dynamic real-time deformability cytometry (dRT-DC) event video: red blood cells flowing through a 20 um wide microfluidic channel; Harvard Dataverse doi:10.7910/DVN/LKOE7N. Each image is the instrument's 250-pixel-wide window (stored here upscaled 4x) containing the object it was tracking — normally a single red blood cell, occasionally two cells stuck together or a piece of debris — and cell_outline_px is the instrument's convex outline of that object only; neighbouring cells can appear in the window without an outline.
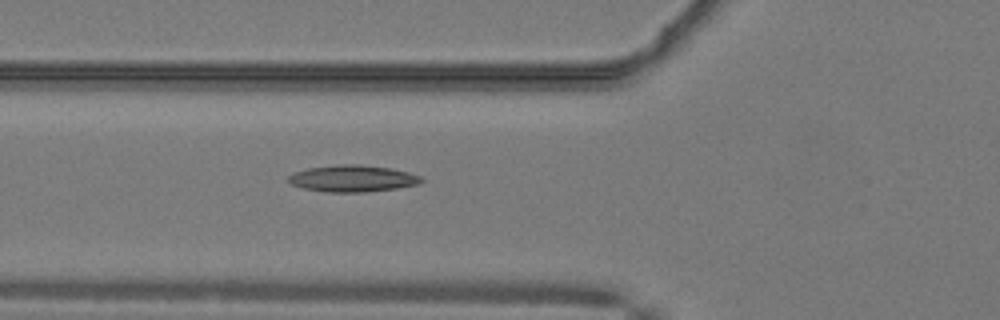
{"species": "common noctule bat (a hibernating species)", "species_latin": "Nyctalus noctula", "temperature_condition": "warm", "stored_images_in_passage": 30, "camera_frame_rate_fps": 3000, "um_per_image_px": 0.085, "animal": {"sex": "male", "body_mass_g": 19.2, "forearm_length_mm": 51.8}, "frame": {"image": 1, "passage_image": 5, "time_ms": 1.333, "image_size_px": [1000, 320], "cell_outline_px": [[424, 180], [420, 184], [396, 188], [368, 192], [324, 192], [304, 188], [292, 184], [288, 180], [288, 176], [296, 172], [308, 168], [340, 164], [360, 164], [388, 168], [408, 172], [420, 176]], "centroid_in_image_um": [29.99, 15.17], "position_along_channel_um": 95.8, "area_um2": 20.58}}
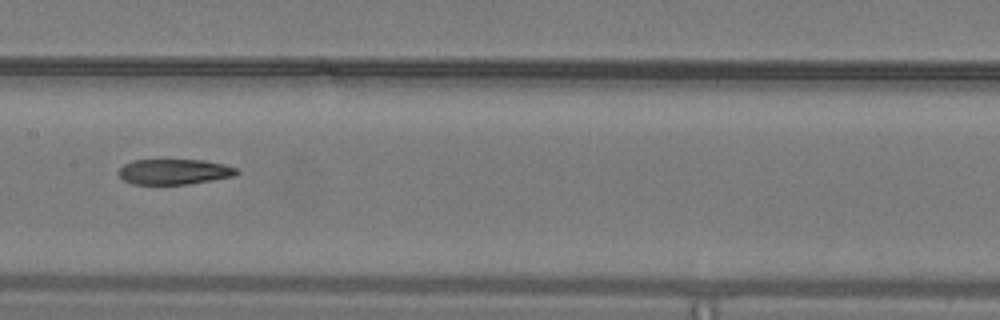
{"frame": {"image": 2, "passage_image": 12, "time_ms": 3.667, "image_size_px": [1000, 320], "cell_outline_px": [[240, 172], [236, 176], [188, 184], [132, 184], [124, 180], [116, 172], [124, 164], [132, 160], [204, 160], [224, 164], [236, 168]], "centroid_in_image_um": [14.81, 14.59], "position_along_channel_um": 192.6, "area_um2": 17.57}}
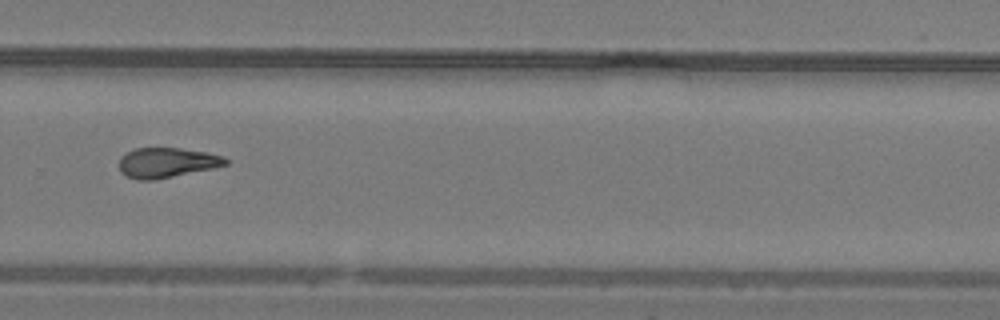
{"frame": {"image": 3, "passage_image": 21, "time_ms": 6.667, "image_size_px": [1000, 320], "cell_outline_px": [[228, 164], [216, 168], [156, 180], [136, 180], [120, 172], [120, 156], [136, 148], [180, 148], [204, 152], [224, 156], [228, 160]], "centroid_in_image_um": [14.2, 13.84], "position_along_channel_um": 315.6, "area_um2": 18.73}, "authors_computed_cell_mechanics": {"area_um2": 18.9584, "velocity_mm_per_s": 4.1282, "shape_relaxation_time_tau1_ms": null, "shape_relaxation_time_tau2_ms": 6.9498, "deformation_change_tau1": null, "deformation_change_tau2": 0.1973}}